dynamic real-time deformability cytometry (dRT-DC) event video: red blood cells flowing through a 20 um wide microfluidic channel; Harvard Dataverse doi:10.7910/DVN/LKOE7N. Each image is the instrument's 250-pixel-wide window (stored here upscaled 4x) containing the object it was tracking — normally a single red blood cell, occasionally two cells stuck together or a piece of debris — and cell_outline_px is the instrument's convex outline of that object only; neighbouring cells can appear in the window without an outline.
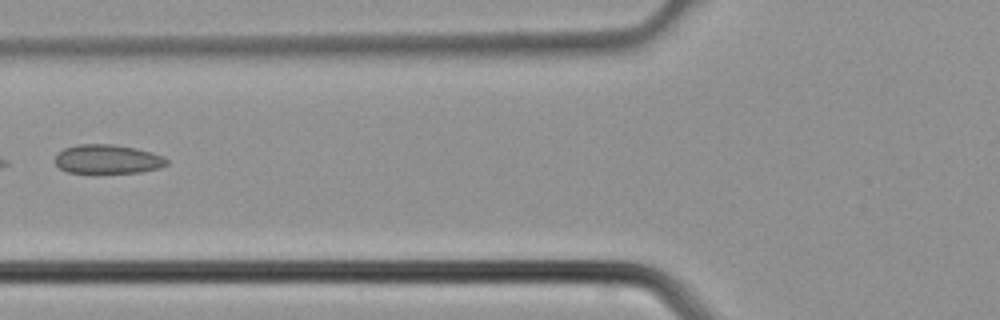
{"species": "common noctule bat (a hibernating species)", "species_latin": "Nyctalus noctula", "temperature_condition": "cold", "stored_images_in_passage": 4, "camera_frame_rate_fps": 3000, "um_per_image_px": 0.085, "animal": {"sex": "male", "body_mass_g": 21.5, "forearm_length_mm": 52.0}, "frame": {"image": 1, "passage_image": 4, "time_ms": 1.0, "image_size_px": [1000, 320], "cell_outline_px": [[168, 164], [160, 168], [140, 172], [68, 172], [60, 168], [56, 164], [56, 156], [64, 148], [80, 144], [116, 144], [136, 148], [152, 152], [164, 156], [168, 160]], "centroid_in_image_um": [9.2, 13.51], "position_along_channel_um": 116.6, "area_um2": 18.79}}